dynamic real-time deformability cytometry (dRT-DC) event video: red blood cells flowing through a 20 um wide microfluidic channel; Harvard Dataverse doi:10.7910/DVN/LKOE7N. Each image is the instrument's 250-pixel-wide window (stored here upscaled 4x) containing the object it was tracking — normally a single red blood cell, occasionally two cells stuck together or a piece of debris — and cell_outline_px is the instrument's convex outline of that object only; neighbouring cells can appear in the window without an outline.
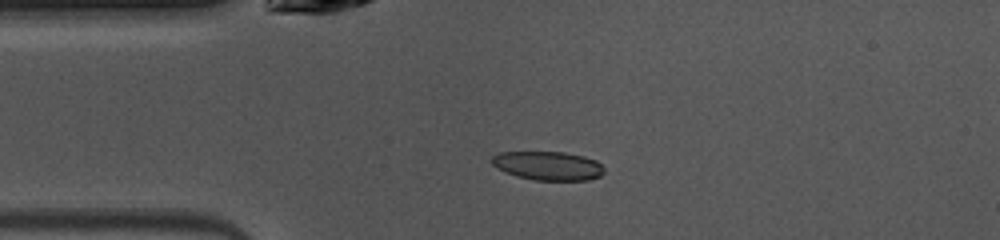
{"species": "common noctule bat (a hibernating species)", "species_latin": "Nyctalus noctula", "temperature_condition": "warm", "stored_images_in_passage": 12, "camera_frame_rate_fps": 3000, "um_per_image_px": 0.085, "animal": {"sex": "female", "body_mass_g": 10.0, "forearm_length_mm": 53.1}, "frame": {"image": 1, "passage_image": 9, "time_ms": 2.667, "image_size_px": [1000, 240], "cell_outline_px": [[604, 172], [600, 176], [588, 180], [532, 180], [516, 176], [504, 172], [496, 168], [488, 160], [492, 156], [500, 152], [564, 152], [584, 156], [596, 160], [604, 168]], "centroid_in_image_um": [46.54, 14.09], "position_along_channel_um": 38.5, "area_um2": 19.07}}